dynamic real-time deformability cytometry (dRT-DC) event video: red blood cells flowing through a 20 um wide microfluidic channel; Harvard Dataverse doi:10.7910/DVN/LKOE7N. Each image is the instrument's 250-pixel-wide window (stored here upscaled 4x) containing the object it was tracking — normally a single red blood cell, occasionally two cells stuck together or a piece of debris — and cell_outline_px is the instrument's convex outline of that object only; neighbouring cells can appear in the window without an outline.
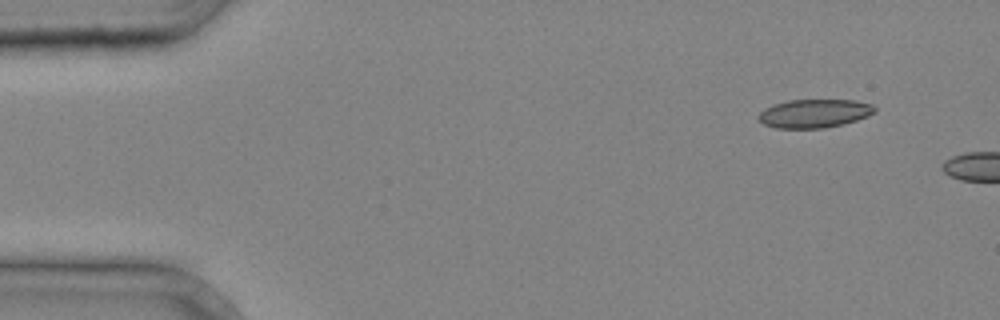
{"species": "common noctule bat (a hibernating species)", "species_latin": "Nyctalus noctula", "temperature_condition": "cold", "stored_images_in_passage": 2, "camera_frame_rate_fps": 3000, "um_per_image_px": 0.085, "animal": {"sex": "male", "body_mass_g": 20.4}, "frame": {"image": 1, "passage_image": 1, "time_ms": 0.0, "image_size_px": [1000, 320], "cell_outline_px": [[876, 112], [868, 116], [844, 124], [824, 128], [776, 128], [764, 124], [756, 120], [756, 116], [764, 108], [772, 104], [788, 100], [852, 100], [872, 104], [876, 108]], "centroid_in_image_um": [69.18, 9.64], "position_along_channel_um": 15.8, "area_um2": 19.54}}